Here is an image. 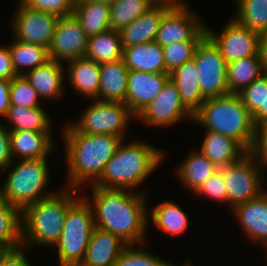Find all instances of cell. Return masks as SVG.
Segmentation results:
<instances>
[{
  "instance_id": "ee69618b",
  "label": "cell",
  "mask_w": 267,
  "mask_h": 266,
  "mask_svg": "<svg viewBox=\"0 0 267 266\" xmlns=\"http://www.w3.org/2000/svg\"><path fill=\"white\" fill-rule=\"evenodd\" d=\"M24 246L10 250H0V266H32Z\"/></svg>"
},
{
  "instance_id": "e0dca14e",
  "label": "cell",
  "mask_w": 267,
  "mask_h": 266,
  "mask_svg": "<svg viewBox=\"0 0 267 266\" xmlns=\"http://www.w3.org/2000/svg\"><path fill=\"white\" fill-rule=\"evenodd\" d=\"M267 189L258 197L236 205L232 213L247 237L267 249Z\"/></svg>"
},
{
  "instance_id": "4fadbf2b",
  "label": "cell",
  "mask_w": 267,
  "mask_h": 266,
  "mask_svg": "<svg viewBox=\"0 0 267 266\" xmlns=\"http://www.w3.org/2000/svg\"><path fill=\"white\" fill-rule=\"evenodd\" d=\"M206 26V35L219 48L226 63L259 54L260 35L238 23L233 17L226 22L221 33Z\"/></svg>"
},
{
  "instance_id": "8d00e7d4",
  "label": "cell",
  "mask_w": 267,
  "mask_h": 266,
  "mask_svg": "<svg viewBox=\"0 0 267 266\" xmlns=\"http://www.w3.org/2000/svg\"><path fill=\"white\" fill-rule=\"evenodd\" d=\"M266 88L267 77L263 74L238 93L244 106L252 115L255 126L265 121Z\"/></svg>"
},
{
  "instance_id": "7402d4cb",
  "label": "cell",
  "mask_w": 267,
  "mask_h": 266,
  "mask_svg": "<svg viewBox=\"0 0 267 266\" xmlns=\"http://www.w3.org/2000/svg\"><path fill=\"white\" fill-rule=\"evenodd\" d=\"M66 79L73 90L87 100L98 99L100 84V64L86 57L68 61Z\"/></svg>"
},
{
  "instance_id": "d6986e66",
  "label": "cell",
  "mask_w": 267,
  "mask_h": 266,
  "mask_svg": "<svg viewBox=\"0 0 267 266\" xmlns=\"http://www.w3.org/2000/svg\"><path fill=\"white\" fill-rule=\"evenodd\" d=\"M171 7L154 4L129 25L121 28L118 32L123 48L155 41L161 19Z\"/></svg>"
},
{
  "instance_id": "e575fe53",
  "label": "cell",
  "mask_w": 267,
  "mask_h": 266,
  "mask_svg": "<svg viewBox=\"0 0 267 266\" xmlns=\"http://www.w3.org/2000/svg\"><path fill=\"white\" fill-rule=\"evenodd\" d=\"M236 14L233 17L238 23L257 34L267 31V1L237 0Z\"/></svg>"
},
{
  "instance_id": "d6a6232c",
  "label": "cell",
  "mask_w": 267,
  "mask_h": 266,
  "mask_svg": "<svg viewBox=\"0 0 267 266\" xmlns=\"http://www.w3.org/2000/svg\"><path fill=\"white\" fill-rule=\"evenodd\" d=\"M22 246V211L0 198V250Z\"/></svg>"
},
{
  "instance_id": "52a82bcc",
  "label": "cell",
  "mask_w": 267,
  "mask_h": 266,
  "mask_svg": "<svg viewBox=\"0 0 267 266\" xmlns=\"http://www.w3.org/2000/svg\"><path fill=\"white\" fill-rule=\"evenodd\" d=\"M95 228L93 212L82 196L68 209L62 233L52 248H57L60 266H79Z\"/></svg>"
},
{
  "instance_id": "f6af8a7d",
  "label": "cell",
  "mask_w": 267,
  "mask_h": 266,
  "mask_svg": "<svg viewBox=\"0 0 267 266\" xmlns=\"http://www.w3.org/2000/svg\"><path fill=\"white\" fill-rule=\"evenodd\" d=\"M13 162L10 146V131L0 122V171Z\"/></svg>"
},
{
  "instance_id": "74e56055",
  "label": "cell",
  "mask_w": 267,
  "mask_h": 266,
  "mask_svg": "<svg viewBox=\"0 0 267 266\" xmlns=\"http://www.w3.org/2000/svg\"><path fill=\"white\" fill-rule=\"evenodd\" d=\"M172 264L170 261L153 255L142 247L128 245L119 255L113 266H171Z\"/></svg>"
},
{
  "instance_id": "7c38bea8",
  "label": "cell",
  "mask_w": 267,
  "mask_h": 266,
  "mask_svg": "<svg viewBox=\"0 0 267 266\" xmlns=\"http://www.w3.org/2000/svg\"><path fill=\"white\" fill-rule=\"evenodd\" d=\"M193 122V115L184 107L180 100L176 85L169 79L161 92L135 117L150 127L175 125L186 119Z\"/></svg>"
},
{
  "instance_id": "2e32d148",
  "label": "cell",
  "mask_w": 267,
  "mask_h": 266,
  "mask_svg": "<svg viewBox=\"0 0 267 266\" xmlns=\"http://www.w3.org/2000/svg\"><path fill=\"white\" fill-rule=\"evenodd\" d=\"M169 79V73H148L129 70L125 104L136 116L154 100Z\"/></svg>"
},
{
  "instance_id": "7dc6e473",
  "label": "cell",
  "mask_w": 267,
  "mask_h": 266,
  "mask_svg": "<svg viewBox=\"0 0 267 266\" xmlns=\"http://www.w3.org/2000/svg\"><path fill=\"white\" fill-rule=\"evenodd\" d=\"M11 80L0 79V116L5 117L10 107Z\"/></svg>"
},
{
  "instance_id": "4316f807",
  "label": "cell",
  "mask_w": 267,
  "mask_h": 266,
  "mask_svg": "<svg viewBox=\"0 0 267 266\" xmlns=\"http://www.w3.org/2000/svg\"><path fill=\"white\" fill-rule=\"evenodd\" d=\"M176 168V176L193 193L205 180L219 171V168L197 149L191 150Z\"/></svg>"
},
{
  "instance_id": "3957f363",
  "label": "cell",
  "mask_w": 267,
  "mask_h": 266,
  "mask_svg": "<svg viewBox=\"0 0 267 266\" xmlns=\"http://www.w3.org/2000/svg\"><path fill=\"white\" fill-rule=\"evenodd\" d=\"M130 141L127 144L124 139L121 141L94 186L134 191L160 167L165 158L164 150L145 141Z\"/></svg>"
},
{
  "instance_id": "681fc988",
  "label": "cell",
  "mask_w": 267,
  "mask_h": 266,
  "mask_svg": "<svg viewBox=\"0 0 267 266\" xmlns=\"http://www.w3.org/2000/svg\"><path fill=\"white\" fill-rule=\"evenodd\" d=\"M153 4H164L167 6H176L183 3L185 0H150Z\"/></svg>"
},
{
  "instance_id": "4dcf8cb0",
  "label": "cell",
  "mask_w": 267,
  "mask_h": 266,
  "mask_svg": "<svg viewBox=\"0 0 267 266\" xmlns=\"http://www.w3.org/2000/svg\"><path fill=\"white\" fill-rule=\"evenodd\" d=\"M97 64L114 62L123 58V46L117 30H107L88 37L85 56Z\"/></svg>"
},
{
  "instance_id": "cb8c5ba5",
  "label": "cell",
  "mask_w": 267,
  "mask_h": 266,
  "mask_svg": "<svg viewBox=\"0 0 267 266\" xmlns=\"http://www.w3.org/2000/svg\"><path fill=\"white\" fill-rule=\"evenodd\" d=\"M201 151L219 169L239 161L248 152L235 140L221 133L207 131Z\"/></svg>"
},
{
  "instance_id": "5b68a950",
  "label": "cell",
  "mask_w": 267,
  "mask_h": 266,
  "mask_svg": "<svg viewBox=\"0 0 267 266\" xmlns=\"http://www.w3.org/2000/svg\"><path fill=\"white\" fill-rule=\"evenodd\" d=\"M193 122L207 131L235 139L247 152L252 150L256 126L239 94L205 99L193 115Z\"/></svg>"
},
{
  "instance_id": "8fae6325",
  "label": "cell",
  "mask_w": 267,
  "mask_h": 266,
  "mask_svg": "<svg viewBox=\"0 0 267 266\" xmlns=\"http://www.w3.org/2000/svg\"><path fill=\"white\" fill-rule=\"evenodd\" d=\"M186 0L172 6L162 17L155 41L167 45L182 41H201L206 36V26L200 17L191 11Z\"/></svg>"
},
{
  "instance_id": "60d3db41",
  "label": "cell",
  "mask_w": 267,
  "mask_h": 266,
  "mask_svg": "<svg viewBox=\"0 0 267 266\" xmlns=\"http://www.w3.org/2000/svg\"><path fill=\"white\" fill-rule=\"evenodd\" d=\"M21 5L46 13L54 14L58 17L73 14L75 0H19Z\"/></svg>"
},
{
  "instance_id": "44dd1931",
  "label": "cell",
  "mask_w": 267,
  "mask_h": 266,
  "mask_svg": "<svg viewBox=\"0 0 267 266\" xmlns=\"http://www.w3.org/2000/svg\"><path fill=\"white\" fill-rule=\"evenodd\" d=\"M53 132L10 131L13 160L48 159L54 149Z\"/></svg>"
},
{
  "instance_id": "b9f144b4",
  "label": "cell",
  "mask_w": 267,
  "mask_h": 266,
  "mask_svg": "<svg viewBox=\"0 0 267 266\" xmlns=\"http://www.w3.org/2000/svg\"><path fill=\"white\" fill-rule=\"evenodd\" d=\"M195 196L203 195V197H210L211 200L227 203L228 195L225 185L224 174L219 169L213 176L205 180L202 185L194 192Z\"/></svg>"
},
{
  "instance_id": "603a6c76",
  "label": "cell",
  "mask_w": 267,
  "mask_h": 266,
  "mask_svg": "<svg viewBox=\"0 0 267 266\" xmlns=\"http://www.w3.org/2000/svg\"><path fill=\"white\" fill-rule=\"evenodd\" d=\"M123 61L128 70L168 73L162 46L156 41L123 48Z\"/></svg>"
},
{
  "instance_id": "f5cc1de1",
  "label": "cell",
  "mask_w": 267,
  "mask_h": 266,
  "mask_svg": "<svg viewBox=\"0 0 267 266\" xmlns=\"http://www.w3.org/2000/svg\"><path fill=\"white\" fill-rule=\"evenodd\" d=\"M171 266H178V265L175 264V263L173 262V264H172ZM183 266H193V263H192V262H189V261H186V262L183 264Z\"/></svg>"
},
{
  "instance_id": "836d02e7",
  "label": "cell",
  "mask_w": 267,
  "mask_h": 266,
  "mask_svg": "<svg viewBox=\"0 0 267 266\" xmlns=\"http://www.w3.org/2000/svg\"><path fill=\"white\" fill-rule=\"evenodd\" d=\"M8 47L11 52L12 64L17 75L22 76L24 73L49 60L48 49L38 44L13 38Z\"/></svg>"
},
{
  "instance_id": "5bb4252c",
  "label": "cell",
  "mask_w": 267,
  "mask_h": 266,
  "mask_svg": "<svg viewBox=\"0 0 267 266\" xmlns=\"http://www.w3.org/2000/svg\"><path fill=\"white\" fill-rule=\"evenodd\" d=\"M58 16L27 8L20 3L11 21L12 37L48 49L55 31Z\"/></svg>"
},
{
  "instance_id": "d4e9b609",
  "label": "cell",
  "mask_w": 267,
  "mask_h": 266,
  "mask_svg": "<svg viewBox=\"0 0 267 266\" xmlns=\"http://www.w3.org/2000/svg\"><path fill=\"white\" fill-rule=\"evenodd\" d=\"M169 75L179 91L182 104L194 115L205 101L200 91L195 61H186Z\"/></svg>"
},
{
  "instance_id": "1f68e13d",
  "label": "cell",
  "mask_w": 267,
  "mask_h": 266,
  "mask_svg": "<svg viewBox=\"0 0 267 266\" xmlns=\"http://www.w3.org/2000/svg\"><path fill=\"white\" fill-rule=\"evenodd\" d=\"M264 73L260 54L227 63V87L229 93L238 94Z\"/></svg>"
},
{
  "instance_id": "f35d334b",
  "label": "cell",
  "mask_w": 267,
  "mask_h": 266,
  "mask_svg": "<svg viewBox=\"0 0 267 266\" xmlns=\"http://www.w3.org/2000/svg\"><path fill=\"white\" fill-rule=\"evenodd\" d=\"M200 41L174 42L162 46L166 70L172 72L186 61L192 60Z\"/></svg>"
},
{
  "instance_id": "9c48e42d",
  "label": "cell",
  "mask_w": 267,
  "mask_h": 266,
  "mask_svg": "<svg viewBox=\"0 0 267 266\" xmlns=\"http://www.w3.org/2000/svg\"><path fill=\"white\" fill-rule=\"evenodd\" d=\"M91 103L82 111L78 122L70 124L81 133L108 134L125 139L129 121L136 117L129 107L122 102L90 100Z\"/></svg>"
},
{
  "instance_id": "ac0fdd59",
  "label": "cell",
  "mask_w": 267,
  "mask_h": 266,
  "mask_svg": "<svg viewBox=\"0 0 267 266\" xmlns=\"http://www.w3.org/2000/svg\"><path fill=\"white\" fill-rule=\"evenodd\" d=\"M61 62L49 59L44 64L24 73L25 79L36 90L41 100L62 98L65 92V68Z\"/></svg>"
},
{
  "instance_id": "9a60e30c",
  "label": "cell",
  "mask_w": 267,
  "mask_h": 266,
  "mask_svg": "<svg viewBox=\"0 0 267 266\" xmlns=\"http://www.w3.org/2000/svg\"><path fill=\"white\" fill-rule=\"evenodd\" d=\"M87 39L85 31L74 14L59 17L48 47L49 59L64 63L84 57Z\"/></svg>"
},
{
  "instance_id": "7bdbcfd3",
  "label": "cell",
  "mask_w": 267,
  "mask_h": 266,
  "mask_svg": "<svg viewBox=\"0 0 267 266\" xmlns=\"http://www.w3.org/2000/svg\"><path fill=\"white\" fill-rule=\"evenodd\" d=\"M250 153L267 170V120L256 125L255 140Z\"/></svg>"
},
{
  "instance_id": "8992f818",
  "label": "cell",
  "mask_w": 267,
  "mask_h": 266,
  "mask_svg": "<svg viewBox=\"0 0 267 266\" xmlns=\"http://www.w3.org/2000/svg\"><path fill=\"white\" fill-rule=\"evenodd\" d=\"M47 160H13L7 168L0 171V177L8 171L0 188V198L23 211L30 204L55 194L57 190L47 193L45 189L51 181Z\"/></svg>"
},
{
  "instance_id": "484cf974",
  "label": "cell",
  "mask_w": 267,
  "mask_h": 266,
  "mask_svg": "<svg viewBox=\"0 0 267 266\" xmlns=\"http://www.w3.org/2000/svg\"><path fill=\"white\" fill-rule=\"evenodd\" d=\"M128 72L123 59L100 64L97 100L125 103Z\"/></svg>"
},
{
  "instance_id": "ffe728a7",
  "label": "cell",
  "mask_w": 267,
  "mask_h": 266,
  "mask_svg": "<svg viewBox=\"0 0 267 266\" xmlns=\"http://www.w3.org/2000/svg\"><path fill=\"white\" fill-rule=\"evenodd\" d=\"M127 246L120 237L94 228L84 260L79 266H113Z\"/></svg>"
},
{
  "instance_id": "7a4b0ae2",
  "label": "cell",
  "mask_w": 267,
  "mask_h": 266,
  "mask_svg": "<svg viewBox=\"0 0 267 266\" xmlns=\"http://www.w3.org/2000/svg\"><path fill=\"white\" fill-rule=\"evenodd\" d=\"M62 133L68 177L65 188L81 191L83 183L93 185L101 177L122 139L108 134L81 133L70 123H65Z\"/></svg>"
},
{
  "instance_id": "c3c4849f",
  "label": "cell",
  "mask_w": 267,
  "mask_h": 266,
  "mask_svg": "<svg viewBox=\"0 0 267 266\" xmlns=\"http://www.w3.org/2000/svg\"><path fill=\"white\" fill-rule=\"evenodd\" d=\"M259 54L263 64L267 63V31L263 34H260Z\"/></svg>"
},
{
  "instance_id": "bcb514c9",
  "label": "cell",
  "mask_w": 267,
  "mask_h": 266,
  "mask_svg": "<svg viewBox=\"0 0 267 266\" xmlns=\"http://www.w3.org/2000/svg\"><path fill=\"white\" fill-rule=\"evenodd\" d=\"M18 76L14 70L8 46L0 47V79L12 80Z\"/></svg>"
},
{
  "instance_id": "f546056e",
  "label": "cell",
  "mask_w": 267,
  "mask_h": 266,
  "mask_svg": "<svg viewBox=\"0 0 267 266\" xmlns=\"http://www.w3.org/2000/svg\"><path fill=\"white\" fill-rule=\"evenodd\" d=\"M153 210V211H152ZM150 213L152 224L159 231L166 233L173 237L182 235L188 229L189 218L188 214L183 211L179 203L171 200L158 203Z\"/></svg>"
},
{
  "instance_id": "f1b7e54d",
  "label": "cell",
  "mask_w": 267,
  "mask_h": 266,
  "mask_svg": "<svg viewBox=\"0 0 267 266\" xmlns=\"http://www.w3.org/2000/svg\"><path fill=\"white\" fill-rule=\"evenodd\" d=\"M73 14L87 37L110 30V5L107 2L75 1Z\"/></svg>"
},
{
  "instance_id": "6da1fadb",
  "label": "cell",
  "mask_w": 267,
  "mask_h": 266,
  "mask_svg": "<svg viewBox=\"0 0 267 266\" xmlns=\"http://www.w3.org/2000/svg\"><path fill=\"white\" fill-rule=\"evenodd\" d=\"M90 188L92 200L80 196L92 209L95 228L120 237L128 245L144 246L150 221L146 193L94 185Z\"/></svg>"
},
{
  "instance_id": "d590c367",
  "label": "cell",
  "mask_w": 267,
  "mask_h": 266,
  "mask_svg": "<svg viewBox=\"0 0 267 266\" xmlns=\"http://www.w3.org/2000/svg\"><path fill=\"white\" fill-rule=\"evenodd\" d=\"M110 5V27L119 31L154 4L150 0H114Z\"/></svg>"
},
{
  "instance_id": "83f0119b",
  "label": "cell",
  "mask_w": 267,
  "mask_h": 266,
  "mask_svg": "<svg viewBox=\"0 0 267 266\" xmlns=\"http://www.w3.org/2000/svg\"><path fill=\"white\" fill-rule=\"evenodd\" d=\"M42 106L23 107L18 105H10L4 118L10 125L6 128L9 131L28 130L35 132H52V120Z\"/></svg>"
},
{
  "instance_id": "30bf717a",
  "label": "cell",
  "mask_w": 267,
  "mask_h": 266,
  "mask_svg": "<svg viewBox=\"0 0 267 266\" xmlns=\"http://www.w3.org/2000/svg\"><path fill=\"white\" fill-rule=\"evenodd\" d=\"M193 60L196 64L197 79L204 99L229 94L226 60L207 35L198 44Z\"/></svg>"
},
{
  "instance_id": "f907efd6",
  "label": "cell",
  "mask_w": 267,
  "mask_h": 266,
  "mask_svg": "<svg viewBox=\"0 0 267 266\" xmlns=\"http://www.w3.org/2000/svg\"><path fill=\"white\" fill-rule=\"evenodd\" d=\"M75 1H95V2H107V3H112L114 0H75Z\"/></svg>"
},
{
  "instance_id": "db71d44e",
  "label": "cell",
  "mask_w": 267,
  "mask_h": 266,
  "mask_svg": "<svg viewBox=\"0 0 267 266\" xmlns=\"http://www.w3.org/2000/svg\"><path fill=\"white\" fill-rule=\"evenodd\" d=\"M263 74L267 77V63H264V73Z\"/></svg>"
},
{
  "instance_id": "ba28073f",
  "label": "cell",
  "mask_w": 267,
  "mask_h": 266,
  "mask_svg": "<svg viewBox=\"0 0 267 266\" xmlns=\"http://www.w3.org/2000/svg\"><path fill=\"white\" fill-rule=\"evenodd\" d=\"M224 174L230 211L236 205L258 197L267 188L266 172L258 160L248 152L239 161L220 169ZM265 174V175H264Z\"/></svg>"
},
{
  "instance_id": "816d5d0a",
  "label": "cell",
  "mask_w": 267,
  "mask_h": 266,
  "mask_svg": "<svg viewBox=\"0 0 267 266\" xmlns=\"http://www.w3.org/2000/svg\"><path fill=\"white\" fill-rule=\"evenodd\" d=\"M265 120H267V88H266V98H265Z\"/></svg>"
},
{
  "instance_id": "277c9868",
  "label": "cell",
  "mask_w": 267,
  "mask_h": 266,
  "mask_svg": "<svg viewBox=\"0 0 267 266\" xmlns=\"http://www.w3.org/2000/svg\"><path fill=\"white\" fill-rule=\"evenodd\" d=\"M60 190L50 197L30 204L22 211V246L25 248L27 245L28 248H51L58 241L68 209L80 198V190Z\"/></svg>"
},
{
  "instance_id": "ab89813d",
  "label": "cell",
  "mask_w": 267,
  "mask_h": 266,
  "mask_svg": "<svg viewBox=\"0 0 267 266\" xmlns=\"http://www.w3.org/2000/svg\"><path fill=\"white\" fill-rule=\"evenodd\" d=\"M41 98L36 90L22 75H18L11 80L10 85V104L23 107L42 106Z\"/></svg>"
}]
</instances>
